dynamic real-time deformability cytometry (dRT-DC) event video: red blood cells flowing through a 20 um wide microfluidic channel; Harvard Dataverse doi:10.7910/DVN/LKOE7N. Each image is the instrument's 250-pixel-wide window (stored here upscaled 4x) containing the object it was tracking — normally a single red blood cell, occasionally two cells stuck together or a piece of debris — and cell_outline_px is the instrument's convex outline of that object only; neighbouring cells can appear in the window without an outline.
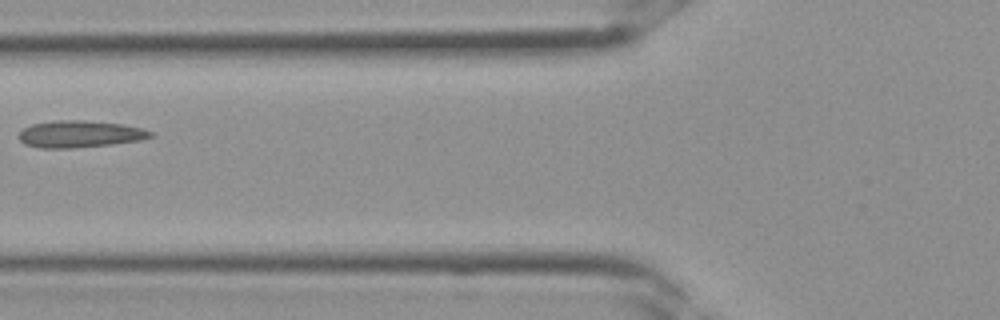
{"species": "Egyptian fruit bat (a non-hibernating species)", "species_latin": "Rousettus aegyptiacus", "temperature_condition": "room temperature", "stored_images_in_passage": 3, "camera_frame_rate_fps": 3000, "um_per_image_px": 0.085, "frame": {"image": 1, "passage_image": 3, "time_ms": 0.667, "image_size_px": [1000, 320], "cell_outline_px": [[156, 136], [140, 140], [112, 144], [72, 148], [40, 148], [24, 144], [20, 140], [20, 132], [24, 128], [32, 124], [52, 120], [84, 120], [120, 124], [140, 128], [152, 132]], "centroid_in_image_um": [6.78, 11.39], "position_along_channel_um": 119.0, "area_um2": 20.58}}